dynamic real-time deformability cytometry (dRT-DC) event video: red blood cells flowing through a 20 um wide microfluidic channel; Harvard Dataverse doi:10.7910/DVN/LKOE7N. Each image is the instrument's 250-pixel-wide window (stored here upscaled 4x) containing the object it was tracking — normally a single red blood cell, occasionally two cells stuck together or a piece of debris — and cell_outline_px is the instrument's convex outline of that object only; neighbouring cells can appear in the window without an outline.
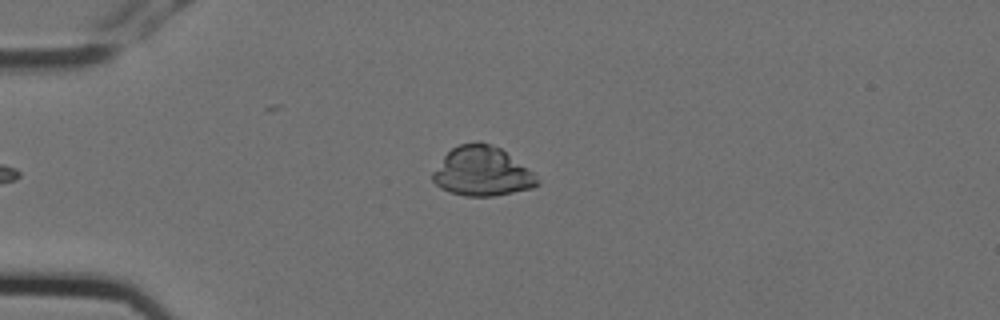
{"species": "Egyptian fruit bat (a non-hibernating species)", "species_latin": "Rousettus aegyptiacus", "temperature_condition": "cold", "stored_images_in_passage": 5, "camera_frame_rate_fps": 3000, "um_per_image_px": 0.085, "animal": {"sex": "female"}, "frame": {"image": 1, "passage_image": 5, "time_ms": 1.333, "image_size_px": [1000, 320], "cell_outline_px": [[540, 184], [532, 188], [496, 196], [464, 196], [448, 192], [440, 188], [432, 180], [432, 172], [444, 156], [452, 148], [460, 144], [476, 140], [480, 140], [500, 148], [532, 172], [540, 180]], "centroid_in_image_um": [40.96, 14.58], "position_along_channel_um": 44.0, "area_um2": 30.17}}